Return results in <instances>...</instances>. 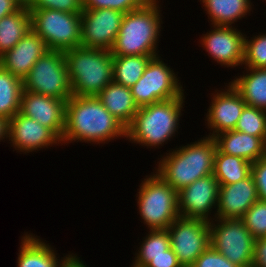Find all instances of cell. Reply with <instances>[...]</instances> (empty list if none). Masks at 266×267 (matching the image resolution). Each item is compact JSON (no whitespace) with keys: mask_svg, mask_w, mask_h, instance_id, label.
<instances>
[{"mask_svg":"<svg viewBox=\"0 0 266 267\" xmlns=\"http://www.w3.org/2000/svg\"><path fill=\"white\" fill-rule=\"evenodd\" d=\"M221 153L241 157L250 163L266 156V137H256L236 130L214 137Z\"/></svg>","mask_w":266,"mask_h":267,"instance_id":"cell-20","label":"cell"},{"mask_svg":"<svg viewBox=\"0 0 266 267\" xmlns=\"http://www.w3.org/2000/svg\"><path fill=\"white\" fill-rule=\"evenodd\" d=\"M185 96L159 101L138 108L132 122L126 128V140L141 146H163L178 131ZM167 141V142H166Z\"/></svg>","mask_w":266,"mask_h":267,"instance_id":"cell-4","label":"cell"},{"mask_svg":"<svg viewBox=\"0 0 266 267\" xmlns=\"http://www.w3.org/2000/svg\"><path fill=\"white\" fill-rule=\"evenodd\" d=\"M209 222L210 246L239 267H252L255 239L241 219Z\"/></svg>","mask_w":266,"mask_h":267,"instance_id":"cell-9","label":"cell"},{"mask_svg":"<svg viewBox=\"0 0 266 267\" xmlns=\"http://www.w3.org/2000/svg\"><path fill=\"white\" fill-rule=\"evenodd\" d=\"M225 86H227L225 90L221 89L218 92L215 90L209 109H207L206 124L210 131H213L207 137L214 138L220 133L234 130L246 106L242 96L230 82Z\"/></svg>","mask_w":266,"mask_h":267,"instance_id":"cell-16","label":"cell"},{"mask_svg":"<svg viewBox=\"0 0 266 267\" xmlns=\"http://www.w3.org/2000/svg\"><path fill=\"white\" fill-rule=\"evenodd\" d=\"M141 182L136 200L143 223L149 230L167 229L180 216L178 192L158 173Z\"/></svg>","mask_w":266,"mask_h":267,"instance_id":"cell-6","label":"cell"},{"mask_svg":"<svg viewBox=\"0 0 266 267\" xmlns=\"http://www.w3.org/2000/svg\"><path fill=\"white\" fill-rule=\"evenodd\" d=\"M8 138V120L0 116V142Z\"/></svg>","mask_w":266,"mask_h":267,"instance_id":"cell-41","label":"cell"},{"mask_svg":"<svg viewBox=\"0 0 266 267\" xmlns=\"http://www.w3.org/2000/svg\"><path fill=\"white\" fill-rule=\"evenodd\" d=\"M170 245L182 267H191L210 246L209 222L179 216L168 228Z\"/></svg>","mask_w":266,"mask_h":267,"instance_id":"cell-11","label":"cell"},{"mask_svg":"<svg viewBox=\"0 0 266 267\" xmlns=\"http://www.w3.org/2000/svg\"><path fill=\"white\" fill-rule=\"evenodd\" d=\"M252 267H266V237L254 242V258Z\"/></svg>","mask_w":266,"mask_h":267,"instance_id":"cell-38","label":"cell"},{"mask_svg":"<svg viewBox=\"0 0 266 267\" xmlns=\"http://www.w3.org/2000/svg\"><path fill=\"white\" fill-rule=\"evenodd\" d=\"M220 184L213 174L194 181L178 192L179 215L212 221L211 211L218 205Z\"/></svg>","mask_w":266,"mask_h":267,"instance_id":"cell-13","label":"cell"},{"mask_svg":"<svg viewBox=\"0 0 266 267\" xmlns=\"http://www.w3.org/2000/svg\"><path fill=\"white\" fill-rule=\"evenodd\" d=\"M234 130L256 137H266V110L246 105Z\"/></svg>","mask_w":266,"mask_h":267,"instance_id":"cell-29","label":"cell"},{"mask_svg":"<svg viewBox=\"0 0 266 267\" xmlns=\"http://www.w3.org/2000/svg\"><path fill=\"white\" fill-rule=\"evenodd\" d=\"M19 112L50 129L62 141L66 101L23 90Z\"/></svg>","mask_w":266,"mask_h":267,"instance_id":"cell-15","label":"cell"},{"mask_svg":"<svg viewBox=\"0 0 266 267\" xmlns=\"http://www.w3.org/2000/svg\"><path fill=\"white\" fill-rule=\"evenodd\" d=\"M24 235L21 238L17 267H58L60 265L61 261L56 256L58 254L51 245L49 246V243H45L31 233Z\"/></svg>","mask_w":266,"mask_h":267,"instance_id":"cell-22","label":"cell"},{"mask_svg":"<svg viewBox=\"0 0 266 267\" xmlns=\"http://www.w3.org/2000/svg\"><path fill=\"white\" fill-rule=\"evenodd\" d=\"M258 199L252 175L233 184L220 185L218 205L213 220L241 219Z\"/></svg>","mask_w":266,"mask_h":267,"instance_id":"cell-18","label":"cell"},{"mask_svg":"<svg viewBox=\"0 0 266 267\" xmlns=\"http://www.w3.org/2000/svg\"><path fill=\"white\" fill-rule=\"evenodd\" d=\"M25 5V0H0V19L13 14Z\"/></svg>","mask_w":266,"mask_h":267,"instance_id":"cell-39","label":"cell"},{"mask_svg":"<svg viewBox=\"0 0 266 267\" xmlns=\"http://www.w3.org/2000/svg\"><path fill=\"white\" fill-rule=\"evenodd\" d=\"M23 80L0 66V116L10 120L20 111Z\"/></svg>","mask_w":266,"mask_h":267,"instance_id":"cell-28","label":"cell"},{"mask_svg":"<svg viewBox=\"0 0 266 267\" xmlns=\"http://www.w3.org/2000/svg\"><path fill=\"white\" fill-rule=\"evenodd\" d=\"M119 137H126V127L97 96L72 95L66 101L65 130L61 141L64 145L73 141L100 145Z\"/></svg>","mask_w":266,"mask_h":267,"instance_id":"cell-1","label":"cell"},{"mask_svg":"<svg viewBox=\"0 0 266 267\" xmlns=\"http://www.w3.org/2000/svg\"><path fill=\"white\" fill-rule=\"evenodd\" d=\"M170 237L167 229L150 230L144 237L135 257H156L166 254L170 249Z\"/></svg>","mask_w":266,"mask_h":267,"instance_id":"cell-30","label":"cell"},{"mask_svg":"<svg viewBox=\"0 0 266 267\" xmlns=\"http://www.w3.org/2000/svg\"><path fill=\"white\" fill-rule=\"evenodd\" d=\"M191 267H239L231 263L225 256L209 246Z\"/></svg>","mask_w":266,"mask_h":267,"instance_id":"cell-36","label":"cell"},{"mask_svg":"<svg viewBox=\"0 0 266 267\" xmlns=\"http://www.w3.org/2000/svg\"><path fill=\"white\" fill-rule=\"evenodd\" d=\"M152 58L150 55L113 56V81L131 88Z\"/></svg>","mask_w":266,"mask_h":267,"instance_id":"cell-27","label":"cell"},{"mask_svg":"<svg viewBox=\"0 0 266 267\" xmlns=\"http://www.w3.org/2000/svg\"><path fill=\"white\" fill-rule=\"evenodd\" d=\"M167 65L161 60V56L152 58L142 77L130 88L133 99L139 108L159 101L178 98L184 94L177 74Z\"/></svg>","mask_w":266,"mask_h":267,"instance_id":"cell-10","label":"cell"},{"mask_svg":"<svg viewBox=\"0 0 266 267\" xmlns=\"http://www.w3.org/2000/svg\"><path fill=\"white\" fill-rule=\"evenodd\" d=\"M209 33L202 36L201 46L221 66H242L244 60L245 36L233 26L213 25Z\"/></svg>","mask_w":266,"mask_h":267,"instance_id":"cell-14","label":"cell"},{"mask_svg":"<svg viewBox=\"0 0 266 267\" xmlns=\"http://www.w3.org/2000/svg\"><path fill=\"white\" fill-rule=\"evenodd\" d=\"M172 150L157 162L155 173L177 192L197 179L213 174L217 151L214 138L203 136L198 141Z\"/></svg>","mask_w":266,"mask_h":267,"instance_id":"cell-2","label":"cell"},{"mask_svg":"<svg viewBox=\"0 0 266 267\" xmlns=\"http://www.w3.org/2000/svg\"><path fill=\"white\" fill-rule=\"evenodd\" d=\"M8 139L11 146L23 154L61 143L50 129L20 112L8 120Z\"/></svg>","mask_w":266,"mask_h":267,"instance_id":"cell-17","label":"cell"},{"mask_svg":"<svg viewBox=\"0 0 266 267\" xmlns=\"http://www.w3.org/2000/svg\"><path fill=\"white\" fill-rule=\"evenodd\" d=\"M131 267H182L172 248L156 257H135Z\"/></svg>","mask_w":266,"mask_h":267,"instance_id":"cell-35","label":"cell"},{"mask_svg":"<svg viewBox=\"0 0 266 267\" xmlns=\"http://www.w3.org/2000/svg\"><path fill=\"white\" fill-rule=\"evenodd\" d=\"M246 73L230 83L240 93L247 106L266 110V68L245 67Z\"/></svg>","mask_w":266,"mask_h":267,"instance_id":"cell-23","label":"cell"},{"mask_svg":"<svg viewBox=\"0 0 266 267\" xmlns=\"http://www.w3.org/2000/svg\"><path fill=\"white\" fill-rule=\"evenodd\" d=\"M31 29V14L24 5L17 12L0 19V56L12 49Z\"/></svg>","mask_w":266,"mask_h":267,"instance_id":"cell-25","label":"cell"},{"mask_svg":"<svg viewBox=\"0 0 266 267\" xmlns=\"http://www.w3.org/2000/svg\"><path fill=\"white\" fill-rule=\"evenodd\" d=\"M212 22L211 25L232 26L246 17L252 7L251 0H200Z\"/></svg>","mask_w":266,"mask_h":267,"instance_id":"cell-24","label":"cell"},{"mask_svg":"<svg viewBox=\"0 0 266 267\" xmlns=\"http://www.w3.org/2000/svg\"><path fill=\"white\" fill-rule=\"evenodd\" d=\"M97 97L103 106L126 128L132 122L139 108L133 99L130 88L114 81L110 82Z\"/></svg>","mask_w":266,"mask_h":267,"instance_id":"cell-21","label":"cell"},{"mask_svg":"<svg viewBox=\"0 0 266 267\" xmlns=\"http://www.w3.org/2000/svg\"><path fill=\"white\" fill-rule=\"evenodd\" d=\"M158 0L148 1L142 8L125 13L115 43L113 56L158 55L161 10Z\"/></svg>","mask_w":266,"mask_h":267,"instance_id":"cell-3","label":"cell"},{"mask_svg":"<svg viewBox=\"0 0 266 267\" xmlns=\"http://www.w3.org/2000/svg\"><path fill=\"white\" fill-rule=\"evenodd\" d=\"M48 50L42 38L30 29L12 49L0 56V66L23 80Z\"/></svg>","mask_w":266,"mask_h":267,"instance_id":"cell-19","label":"cell"},{"mask_svg":"<svg viewBox=\"0 0 266 267\" xmlns=\"http://www.w3.org/2000/svg\"><path fill=\"white\" fill-rule=\"evenodd\" d=\"M72 93L97 96L113 81L110 50L79 46L64 52Z\"/></svg>","mask_w":266,"mask_h":267,"instance_id":"cell-5","label":"cell"},{"mask_svg":"<svg viewBox=\"0 0 266 267\" xmlns=\"http://www.w3.org/2000/svg\"><path fill=\"white\" fill-rule=\"evenodd\" d=\"M150 0H82L83 10L110 8L127 13L142 8Z\"/></svg>","mask_w":266,"mask_h":267,"instance_id":"cell-33","label":"cell"},{"mask_svg":"<svg viewBox=\"0 0 266 267\" xmlns=\"http://www.w3.org/2000/svg\"><path fill=\"white\" fill-rule=\"evenodd\" d=\"M28 9H51L81 14L82 0H25Z\"/></svg>","mask_w":266,"mask_h":267,"instance_id":"cell-34","label":"cell"},{"mask_svg":"<svg viewBox=\"0 0 266 267\" xmlns=\"http://www.w3.org/2000/svg\"><path fill=\"white\" fill-rule=\"evenodd\" d=\"M23 90L67 101L73 95L63 51L48 50L23 79Z\"/></svg>","mask_w":266,"mask_h":267,"instance_id":"cell-8","label":"cell"},{"mask_svg":"<svg viewBox=\"0 0 266 267\" xmlns=\"http://www.w3.org/2000/svg\"><path fill=\"white\" fill-rule=\"evenodd\" d=\"M252 163L218 149L214 158L213 175L220 185L233 184L251 175Z\"/></svg>","mask_w":266,"mask_h":267,"instance_id":"cell-26","label":"cell"},{"mask_svg":"<svg viewBox=\"0 0 266 267\" xmlns=\"http://www.w3.org/2000/svg\"><path fill=\"white\" fill-rule=\"evenodd\" d=\"M251 175L256 184L258 198L266 201V156L252 163Z\"/></svg>","mask_w":266,"mask_h":267,"instance_id":"cell-37","label":"cell"},{"mask_svg":"<svg viewBox=\"0 0 266 267\" xmlns=\"http://www.w3.org/2000/svg\"><path fill=\"white\" fill-rule=\"evenodd\" d=\"M245 36L243 65L250 68H266V34Z\"/></svg>","mask_w":266,"mask_h":267,"instance_id":"cell-32","label":"cell"},{"mask_svg":"<svg viewBox=\"0 0 266 267\" xmlns=\"http://www.w3.org/2000/svg\"><path fill=\"white\" fill-rule=\"evenodd\" d=\"M31 29L49 50L63 51L81 45V14L51 9H28Z\"/></svg>","mask_w":266,"mask_h":267,"instance_id":"cell-7","label":"cell"},{"mask_svg":"<svg viewBox=\"0 0 266 267\" xmlns=\"http://www.w3.org/2000/svg\"><path fill=\"white\" fill-rule=\"evenodd\" d=\"M241 220L255 240L266 237V201L258 199Z\"/></svg>","mask_w":266,"mask_h":267,"instance_id":"cell-31","label":"cell"},{"mask_svg":"<svg viewBox=\"0 0 266 267\" xmlns=\"http://www.w3.org/2000/svg\"><path fill=\"white\" fill-rule=\"evenodd\" d=\"M58 267H87V265H84V261L76 253L75 255L72 253L61 258V263Z\"/></svg>","mask_w":266,"mask_h":267,"instance_id":"cell-40","label":"cell"},{"mask_svg":"<svg viewBox=\"0 0 266 267\" xmlns=\"http://www.w3.org/2000/svg\"><path fill=\"white\" fill-rule=\"evenodd\" d=\"M125 13L110 8L83 10L81 13V45L111 50Z\"/></svg>","mask_w":266,"mask_h":267,"instance_id":"cell-12","label":"cell"}]
</instances>
